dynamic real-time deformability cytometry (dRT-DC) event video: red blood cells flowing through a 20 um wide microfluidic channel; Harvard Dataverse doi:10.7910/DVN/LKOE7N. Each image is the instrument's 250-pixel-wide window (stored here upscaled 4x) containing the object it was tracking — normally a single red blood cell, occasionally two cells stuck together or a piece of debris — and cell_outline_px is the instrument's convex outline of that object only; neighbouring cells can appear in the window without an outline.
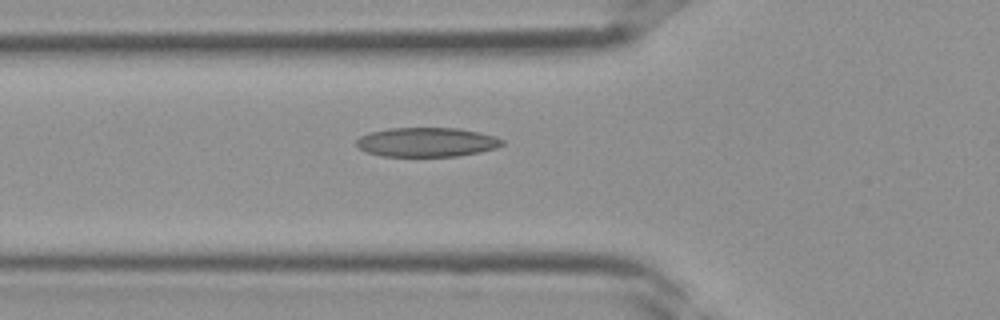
{"species": "Egyptian fruit bat (a non-hibernating species)", "species_latin": "Rousettus aegyptiacus", "temperature_condition": "room temperature", "stored_images_in_passage": 37, "camera_frame_rate_fps": 3000, "um_per_image_px": 0.085, "frame": {"image": 1, "passage_image": 13, "time_ms": 4.0, "image_size_px": [1000, 320], "cell_outline_px": [[504, 144], [496, 148], [480, 152], [460, 156], [380, 156], [368, 152], [360, 148], [356, 144], [356, 140], [360, 136], [368, 132], [388, 128], [456, 128], [480, 132], [496, 136], [504, 140]], "centroid_in_image_um": [36.29, 12.08], "position_along_channel_um": 89.5, "area_um2": 25.03}}
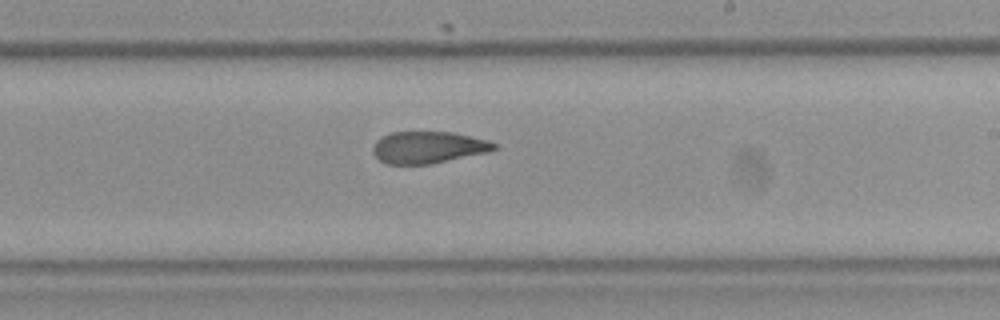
{"frame": {"image": 2, "passage_image": 22, "time_ms": 7.0, "image_size_px": [1000, 320], "cell_outline_px": [[500, 144], [496, 148], [488, 152], [432, 164], [384, 164], [372, 152], [372, 148], [376, 140], [392, 132], [452, 132], [488, 140]], "centroid_in_image_um": [36.41, 12.53], "position_along_channel_um": 252.6, "area_um2": 22.6}}
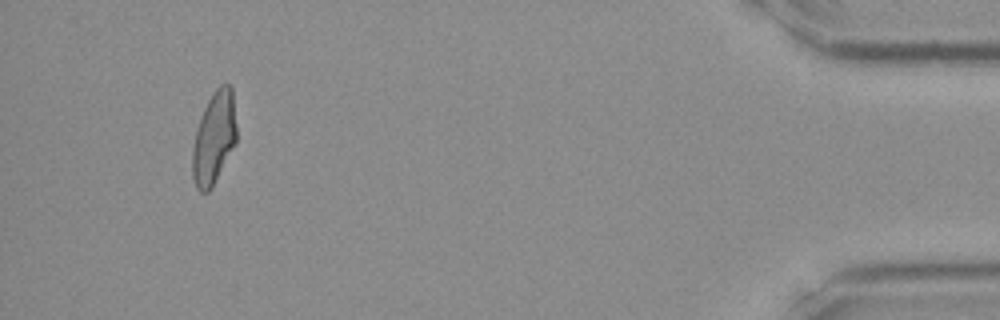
{"frame": {"image": 3, "passage_image": 35, "time_ms": 11.333, "image_size_px": [1000, 320], "cell_outline_px": [[236, 144], [212, 188], [208, 192], [200, 192], [196, 188], [192, 176], [192, 148], [196, 128], [204, 108], [212, 92], [220, 84], [228, 84], [232, 88], [236, 124]], "centroid_in_image_um": [18.18, 11.75], "position_along_channel_um": 417.0, "area_um2": 24.04}}